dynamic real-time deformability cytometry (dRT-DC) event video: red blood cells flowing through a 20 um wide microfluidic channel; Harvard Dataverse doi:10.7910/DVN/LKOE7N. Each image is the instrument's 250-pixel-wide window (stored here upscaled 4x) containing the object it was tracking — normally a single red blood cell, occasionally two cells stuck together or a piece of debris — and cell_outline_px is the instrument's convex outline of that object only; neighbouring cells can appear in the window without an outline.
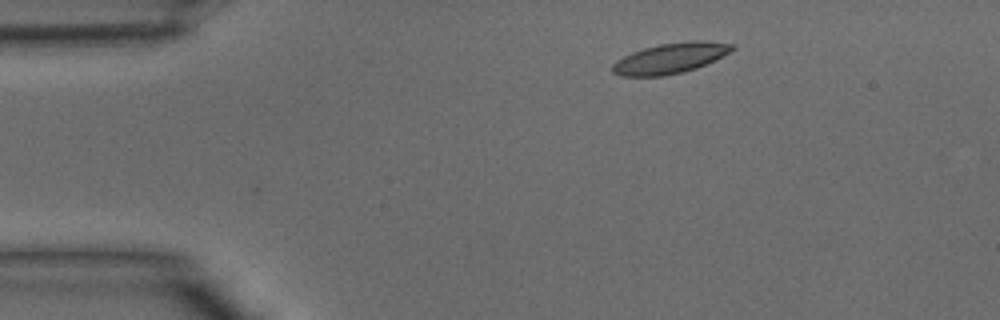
{"species": "common noctule bat (a hibernating species)", "species_latin": "Nyctalus noctula", "temperature_condition": "warm", "stored_images_in_passage": 27, "camera_frame_rate_fps": 3000, "um_per_image_px": 0.085, "animal": {"sex": "male", "body_mass_g": 15.6}, "frame": {"image": 1, "passage_image": 1, "time_ms": 0.0, "image_size_px": [1000, 320], "cell_outline_px": [[736, 48], [716, 60], [696, 68], [684, 72], [664, 76], [620, 76], [612, 72], [612, 64], [616, 60], [632, 52], [644, 48], [660, 44], [692, 40], [704, 40], [736, 44]], "centroid_in_image_um": [57.01, 4.94], "position_along_channel_um": 28.0, "area_um2": 21.44}}
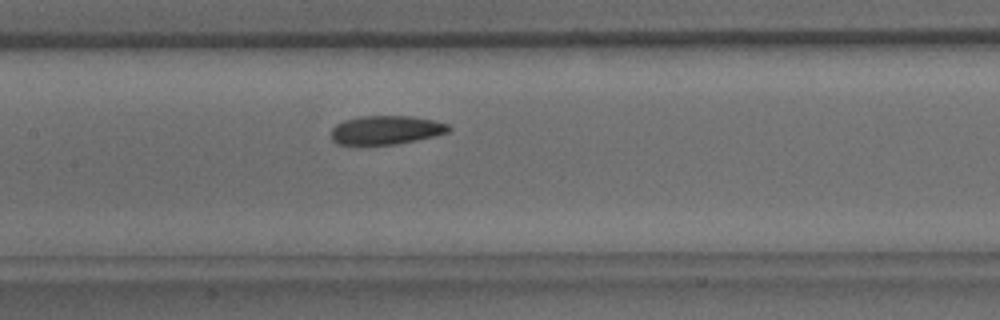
{"frame": {"image": 2, "passage_image": 13, "time_ms": 4.0, "image_size_px": [1000, 320], "cell_outline_px": [[452, 128], [448, 132], [416, 140], [396, 144], [360, 148], [336, 144], [332, 140], [332, 128], [336, 124], [344, 120], [360, 116], [412, 116], [436, 120], [448, 124]], "centroid_in_image_um": [32.74, 11.09], "position_along_channel_um": 174.7, "area_um2": 20.52}}
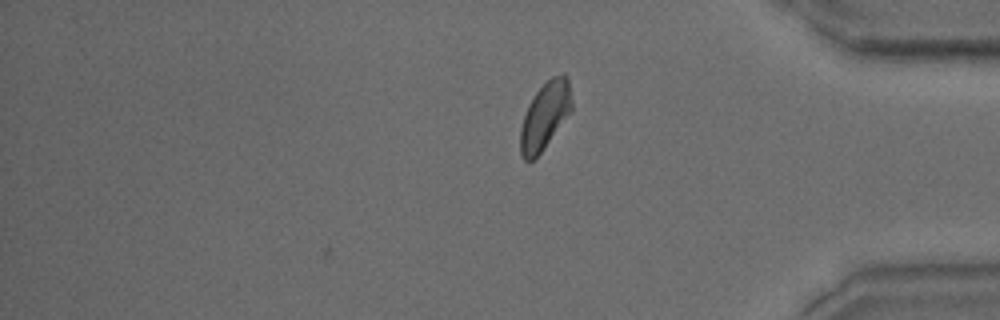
{"frame": {"image": 3, "passage_image": 27, "time_ms": 8.667, "image_size_px": [1000, 320], "cell_outline_px": [[572, 112], [540, 152], [532, 160], [524, 160], [520, 152], [520, 128], [528, 104], [536, 92], [552, 76], [564, 72], [568, 80], [572, 104]], "centroid_in_image_um": [46.33, 9.82], "position_along_channel_um": 388.9, "area_um2": 19.94}}